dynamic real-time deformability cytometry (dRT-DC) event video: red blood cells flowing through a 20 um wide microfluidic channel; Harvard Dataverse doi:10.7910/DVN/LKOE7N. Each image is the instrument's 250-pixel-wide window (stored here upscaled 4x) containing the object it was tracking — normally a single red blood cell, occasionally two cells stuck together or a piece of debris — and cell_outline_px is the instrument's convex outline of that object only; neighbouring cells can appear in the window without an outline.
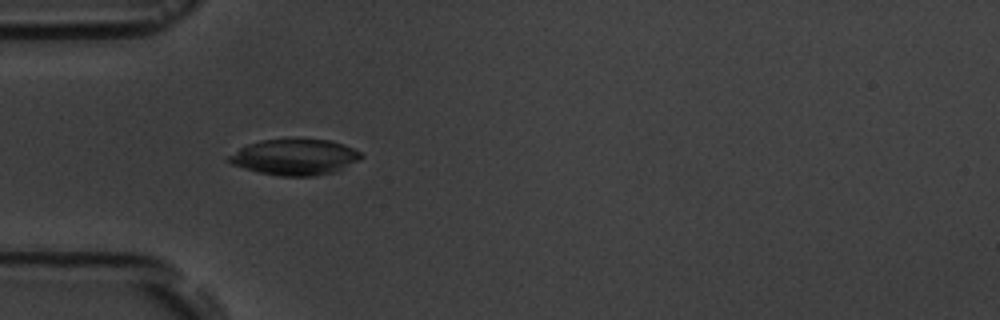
{"species": "common noctule bat (a hibernating species)", "species_latin": "Nyctalus noctula", "temperature_condition": "room temperature", "stored_images_in_passage": 16, "camera_frame_rate_fps": 3000, "um_per_image_px": 0.085, "animal": {"sex": "male", "body_mass_g": 19.5, "forearm_length_mm": 54.6}, "frame": {"image": 1, "passage_image": 5, "time_ms": 5.333, "image_size_px": [1000, 320], "cell_outline_px": [[364, 156], [360, 160], [336, 172], [312, 176], [280, 176], [260, 172], [244, 168], [232, 164], [228, 160], [228, 156], [240, 148], [248, 144], [260, 140], [288, 136], [332, 140], [344, 144], [360, 152]], "centroid_in_image_um": [25.09, 13.3], "position_along_channel_um": 59.9, "area_um2": 28.5}}
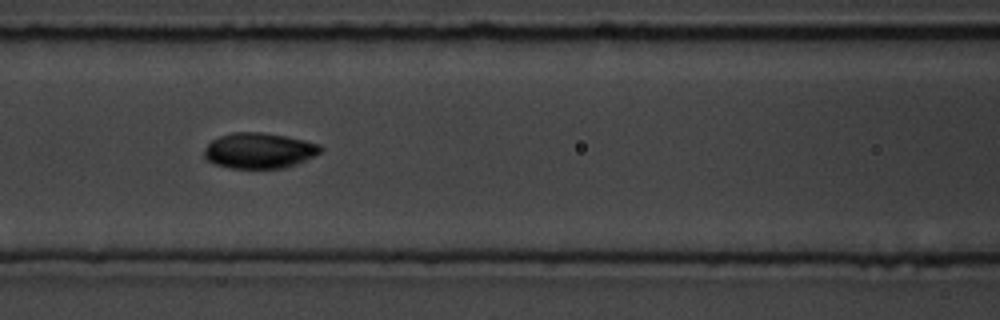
{"frame": {"image": 2, "passage_image": 7, "time_ms": 7.667, "image_size_px": [1000, 320], "cell_outline_px": [[324, 148], [320, 152], [296, 164], [284, 168], [232, 168], [212, 164], [204, 156], [204, 148], [212, 140], [220, 136], [232, 132], [260, 132], [284, 136], [304, 140], [320, 144]], "centroid_in_image_um": [22.0, 12.8], "position_along_channel_um": 144.6, "area_um2": 24.04}}
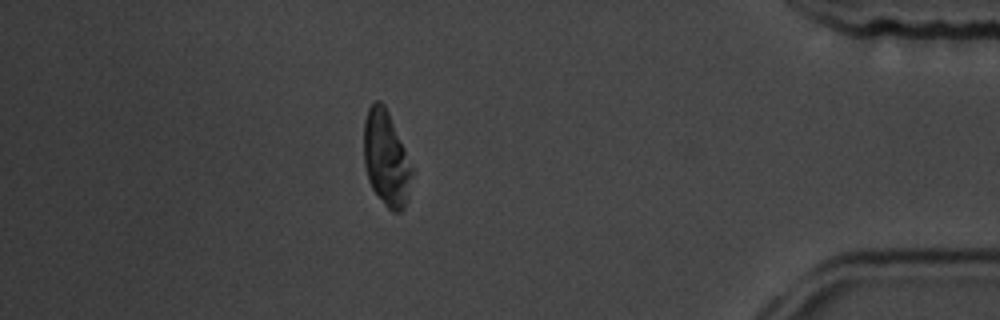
{"frame": {"image": 3, "passage_image": 14, "time_ms": 15.667, "image_size_px": [1000, 320], "cell_outline_px": [[412, 172], [408, 200], [404, 208], [400, 212], [392, 212], [384, 204], [372, 188], [368, 180], [364, 164], [364, 120], [368, 108], [376, 100], [380, 100], [384, 104], [388, 112], [404, 148], [412, 168]], "centroid_in_image_um": [32.81, 13.49], "position_along_channel_um": 402.4, "area_um2": 26.47}, "authors_computed_cell_mechanics": {"area_um2": 26.3568, "velocity_mm_per_s": 3.759, "shape_relaxation_time_tau1_ms": 0.8873, "shape_relaxation_time_tau2_ms": null, "deformation_change_tau1": 0.0788, "deformation_change_tau2": null}}